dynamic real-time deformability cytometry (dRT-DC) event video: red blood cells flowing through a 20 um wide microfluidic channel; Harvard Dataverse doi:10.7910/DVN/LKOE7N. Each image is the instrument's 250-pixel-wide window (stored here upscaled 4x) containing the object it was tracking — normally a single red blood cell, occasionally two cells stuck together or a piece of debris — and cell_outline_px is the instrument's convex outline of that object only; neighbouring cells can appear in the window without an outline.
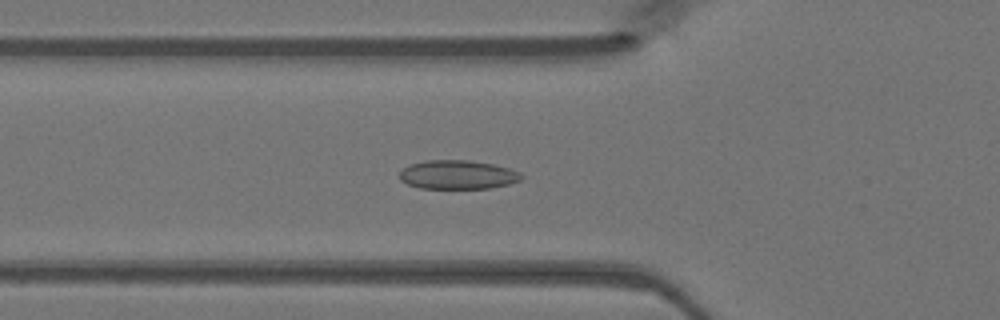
{"species": "Egyptian fruit bat (a non-hibernating species)", "species_latin": "Rousettus aegyptiacus", "temperature_condition": "warm", "stored_images_in_passage": 31, "camera_frame_rate_fps": 3000, "um_per_image_px": 0.085, "animal": {"sex": "female"}, "frame": {"image": 1, "passage_image": 15, "time_ms": 4.667, "image_size_px": [1000, 320], "cell_outline_px": [[524, 176], [520, 180], [508, 184], [488, 188], [420, 188], [408, 184], [400, 180], [400, 172], [408, 164], [428, 160], [472, 160], [492, 164], [508, 168], [520, 172]], "centroid_in_image_um": [38.9, 14.84], "position_along_channel_um": 86.9, "area_um2": 20.46}}
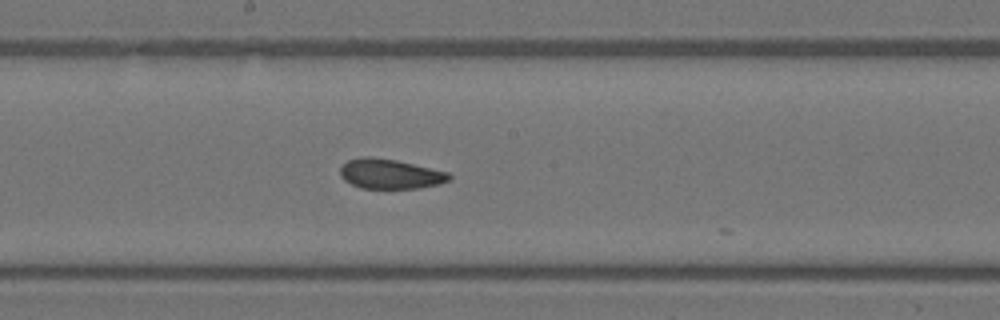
{"frame": {"image": 2, "passage_image": 24, "time_ms": 7.667, "image_size_px": [1000, 320], "cell_outline_px": [[452, 176], [448, 180], [436, 184], [420, 188], [360, 188], [344, 180], [340, 176], [340, 168], [348, 160], [364, 156], [372, 156], [396, 160], [448, 172]], "centroid_in_image_um": [33.12, 14.77], "position_along_channel_um": 215.1, "area_um2": 18.79}}
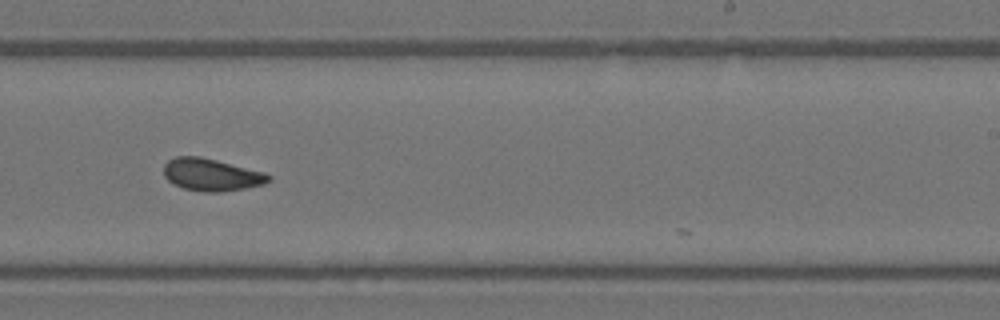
{"frame": {"image": 3, "passage_image": 28, "time_ms": 9.0, "image_size_px": [1000, 320], "cell_outline_px": [[272, 180], [264, 184], [244, 188], [220, 192], [204, 192], [184, 188], [172, 184], [164, 176], [164, 164], [168, 160], [176, 156], [200, 156], [264, 172], [272, 176]], "centroid_in_image_um": [17.96, 14.85], "position_along_channel_um": 271.0, "area_um2": 19.77}}